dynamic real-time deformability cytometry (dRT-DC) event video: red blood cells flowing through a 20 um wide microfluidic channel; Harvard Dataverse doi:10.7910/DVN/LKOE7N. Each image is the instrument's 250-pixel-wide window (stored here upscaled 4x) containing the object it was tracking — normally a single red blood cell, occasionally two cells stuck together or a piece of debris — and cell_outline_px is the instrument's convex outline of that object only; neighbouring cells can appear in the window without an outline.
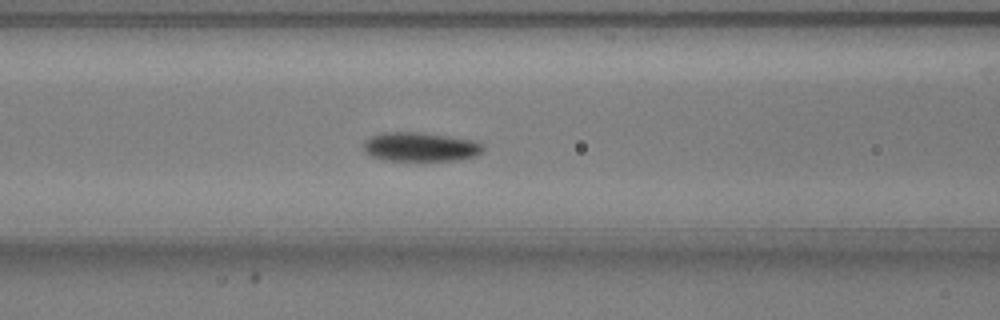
{"species": "common noctule bat (a hibernating species)", "species_latin": "Nyctalus noctula", "temperature_condition": "warm", "stored_images_in_passage": 36, "camera_frame_rate_fps": 3000, "um_per_image_px": 0.085, "animal": {"sex": "male", "body_mass_g": 20.5, "forearm_length_mm": 52.5}, "frame": {"image": 1, "passage_image": 4, "time_ms": 1.0, "image_size_px": [1000, 320], "cell_outline_px": [[484, 148], [476, 156], [452, 160], [384, 160], [372, 156], [364, 148], [364, 140], [380, 132], [420, 132], [448, 136], [472, 140], [480, 144]], "centroid_in_image_um": [35.7, 12.47], "position_along_channel_um": 130.9, "area_um2": 19.94}}
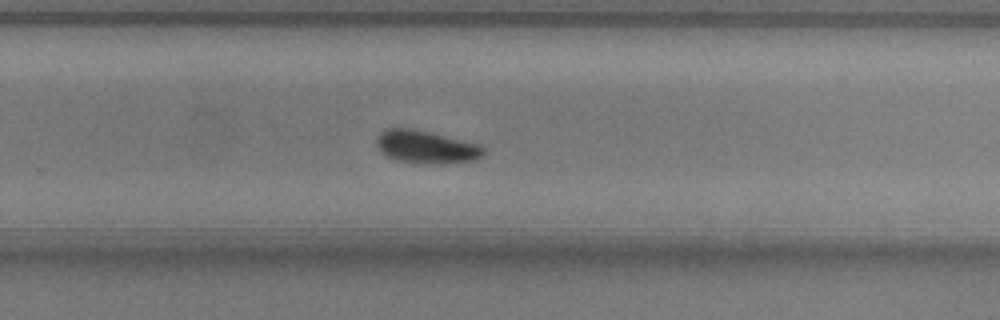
{"frame": {"image": 2, "passage_image": 17, "time_ms": 5.333, "image_size_px": [1000, 320], "cell_outline_px": [[484, 152], [480, 156], [472, 160], [400, 160], [388, 156], [376, 144], [376, 136], [384, 128], [408, 128], [428, 132], [476, 144], [484, 148]], "centroid_in_image_um": [36.11, 12.4], "position_along_channel_um": 293.7, "area_um2": 18.61}}
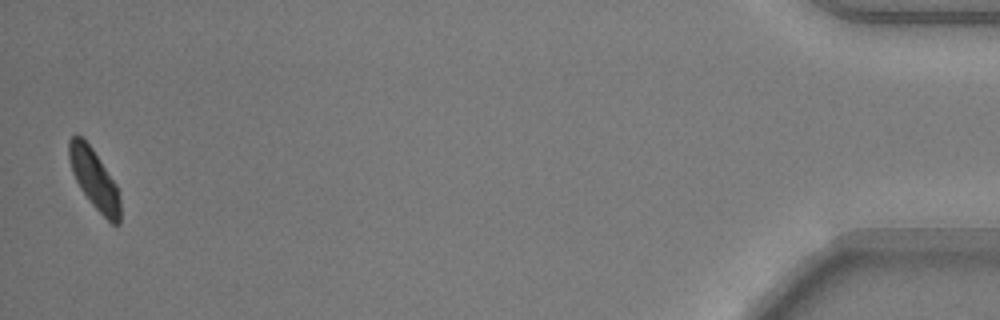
{"frame": {"image": 3, "passage_image": 35, "time_ms": 11.333, "image_size_px": [1000, 320], "cell_outline_px": [[120, 224], [112, 224], [92, 204], [80, 188], [72, 172], [68, 156], [68, 140], [72, 136], [80, 136], [92, 148], [116, 184], [120, 192]], "centroid_in_image_um": [8.02, 15.24], "position_along_channel_um": 427.2, "area_um2": 17.63}, "authors_computed_cell_mechanics": {"area_um2": 18.785, "velocity_mm_per_s": 3.7644, "shape_relaxation_time_tau1_ms": 1.8269, "shape_relaxation_time_tau2_ms": 4.3431, "deformation_change_tau1": 0.0522, "deformation_change_tau2": 0.0883}}